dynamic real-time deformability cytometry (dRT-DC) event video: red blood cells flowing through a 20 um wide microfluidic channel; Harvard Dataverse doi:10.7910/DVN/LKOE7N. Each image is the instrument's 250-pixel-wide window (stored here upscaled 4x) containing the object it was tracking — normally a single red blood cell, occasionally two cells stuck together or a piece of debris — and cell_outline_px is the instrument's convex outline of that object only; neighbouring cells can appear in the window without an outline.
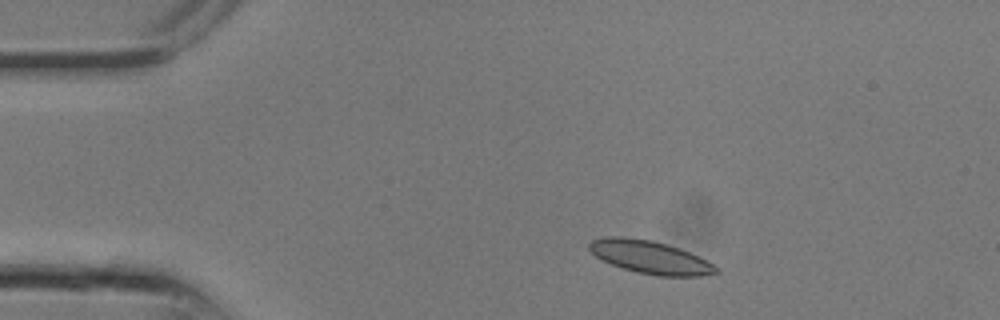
{"species": "common noctule bat (a hibernating species)", "species_latin": "Nyctalus noctula", "temperature_condition": "room temperature", "stored_images_in_passage": 11, "camera_frame_rate_fps": 3000, "um_per_image_px": 0.085, "animal": {"sex": "male", "body_mass_g": 13.3}, "frame": {"image": 1, "passage_image": 3, "time_ms": 0.667, "image_size_px": [1000, 320], "cell_outline_px": [[720, 272], [700, 276], [660, 276], [640, 272], [624, 268], [612, 264], [596, 256], [588, 248], [588, 244], [592, 240], [604, 236], [624, 236], [652, 240], [668, 244], [680, 248], [700, 256], [720, 268]], "centroid_in_image_um": [55.3, 21.84], "position_along_channel_um": 29.7, "area_um2": 24.39}}
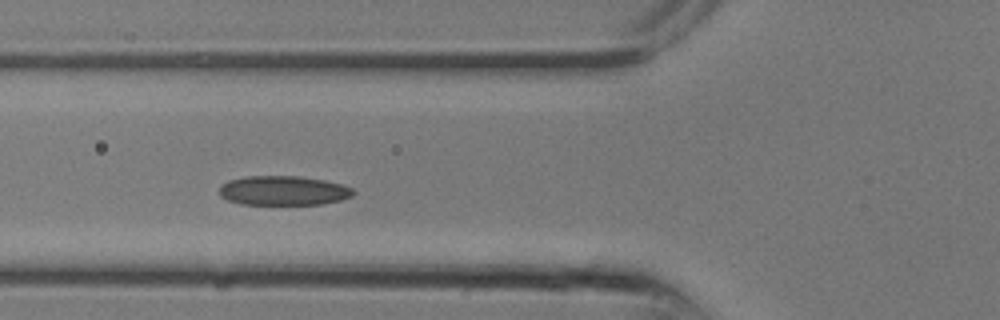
{"frame": {"image": 2, "passage_image": 8, "time_ms": 2.333, "image_size_px": [1000, 320], "cell_outline_px": [[356, 192], [352, 196], [340, 200], [320, 204], [240, 204], [228, 200], [220, 196], [220, 184], [228, 180], [248, 176], [300, 176], [324, 180], [340, 184], [352, 188]], "centroid_in_image_um": [24.07, 16.19], "position_along_channel_um": 101.7, "area_um2": 22.95}}
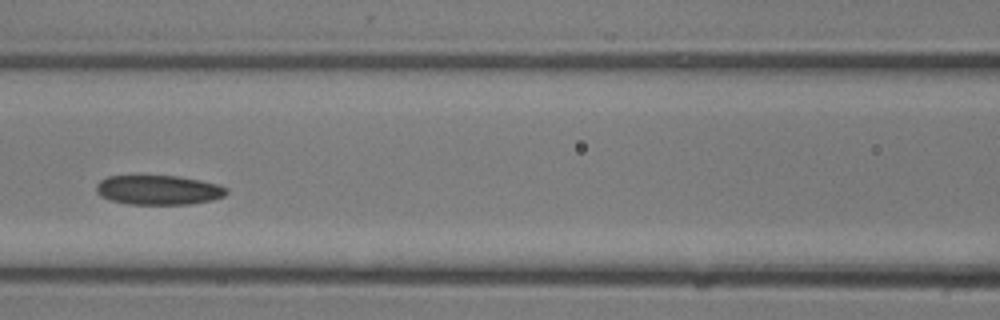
{"frame": {"image": 3, "passage_image": 10, "time_ms": 3.0, "image_size_px": [1000, 320], "cell_outline_px": [[228, 192], [224, 196], [212, 200], [188, 204], [128, 204], [112, 200], [100, 196], [96, 192], [96, 184], [100, 180], [108, 176], [132, 172], [180, 176], [200, 180], [216, 184], [228, 188]], "centroid_in_image_um": [13.4, 16.09], "position_along_channel_um": 153.2, "area_um2": 23.41}}